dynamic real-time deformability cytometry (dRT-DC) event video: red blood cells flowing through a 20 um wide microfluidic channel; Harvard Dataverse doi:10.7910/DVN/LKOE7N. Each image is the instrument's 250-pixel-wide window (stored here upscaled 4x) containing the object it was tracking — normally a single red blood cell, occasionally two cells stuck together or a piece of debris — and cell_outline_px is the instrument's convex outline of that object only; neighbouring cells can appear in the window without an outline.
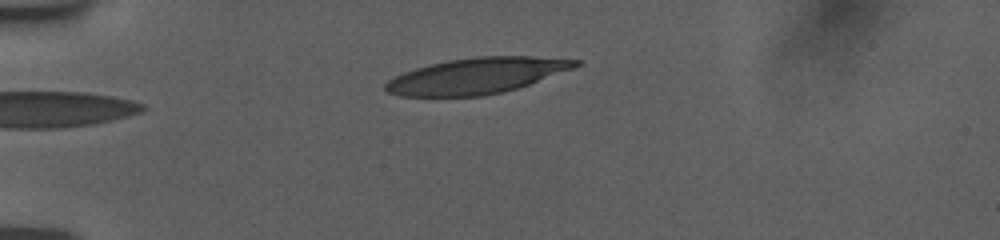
{"species": "human", "species_latin": "Homo sapiens", "temperature_condition": "room temperature", "stored_images_in_passage": 5, "camera_frame_rate_fps": 3000, "um_per_image_px": 0.085, "donor": {"sex": "female"}, "frame": {"image": 1, "passage_image": 5, "time_ms": 3.667, "image_size_px": [1000, 240], "cell_outline_px": [[580, 64], [572, 68], [528, 84], [516, 88], [484, 96], [400, 96], [388, 92], [384, 88], [384, 84], [388, 80], [404, 72], [416, 68], [448, 60], [476, 56], [532, 56], [580, 60]], "centroid_in_image_um": [40.48, 6.44], "position_along_channel_um": 44.5, "area_um2": 39.19}}